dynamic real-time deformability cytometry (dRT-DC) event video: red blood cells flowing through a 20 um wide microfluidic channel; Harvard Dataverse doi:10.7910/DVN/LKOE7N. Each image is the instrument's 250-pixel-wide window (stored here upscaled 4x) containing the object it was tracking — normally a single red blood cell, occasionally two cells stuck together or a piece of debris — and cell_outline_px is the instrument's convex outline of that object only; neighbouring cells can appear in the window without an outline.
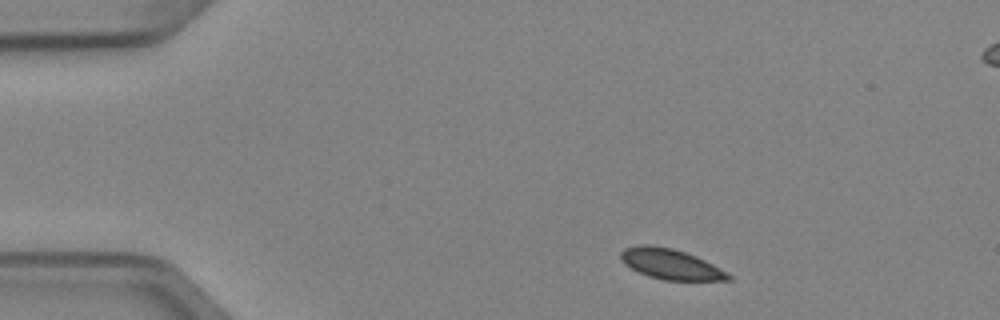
{"species": "Egyptian fruit bat (a non-hibernating species)", "species_latin": "Rousettus aegyptiacus", "temperature_condition": "cold", "stored_images_in_passage": 4, "segment_of_instrument_passage": [1, 2], "camera_frame_rate_fps": 3000, "um_per_image_px": 0.085, "animal": {"sex": "female"}, "frame": {"image": 1, "passage_image": 1, "time_ms": 0.0, "image_size_px": [1000, 320], "cell_outline_px": [[732, 280], [664, 280], [648, 276], [624, 264], [620, 256], [620, 252], [624, 248], [640, 244], [648, 244], [672, 248], [696, 256], [712, 264], [732, 276]], "centroid_in_image_um": [56.97, 22.44], "position_along_channel_um": 28.0, "area_um2": 18.84}}